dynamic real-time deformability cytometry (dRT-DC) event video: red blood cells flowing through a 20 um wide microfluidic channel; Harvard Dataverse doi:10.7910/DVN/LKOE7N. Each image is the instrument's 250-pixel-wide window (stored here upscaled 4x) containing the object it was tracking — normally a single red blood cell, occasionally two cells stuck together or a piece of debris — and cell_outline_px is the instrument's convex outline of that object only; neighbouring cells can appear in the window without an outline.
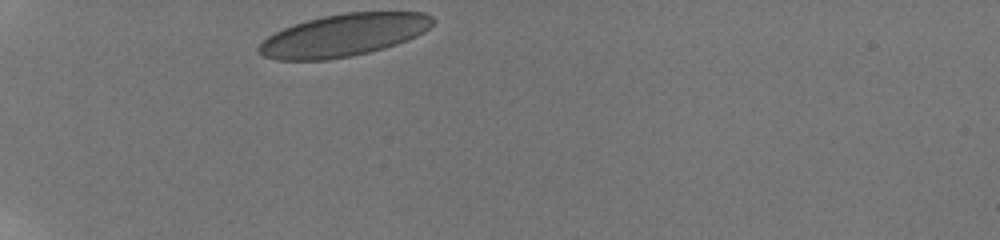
{"species": "human", "species_latin": "Homo sapiens", "temperature_condition": "room temperature", "stored_images_in_passage": 32, "camera_frame_rate_fps": 3000, "um_per_image_px": 0.085, "donor": {"sex": "male"}, "frame": {"image": 1, "passage_image": 1, "time_ms": 0.0, "image_size_px": [1000, 240], "cell_outline_px": [[436, 20], [424, 32], [416, 36], [396, 44], [384, 48], [352, 56], [328, 60], [276, 60], [264, 56], [256, 52], [256, 48], [268, 36], [284, 28], [308, 20], [324, 16], [344, 12], [424, 12], [432, 16]], "centroid_in_image_um": [29.21, 2.99], "position_along_channel_um": 55.8, "area_um2": 42.89}}
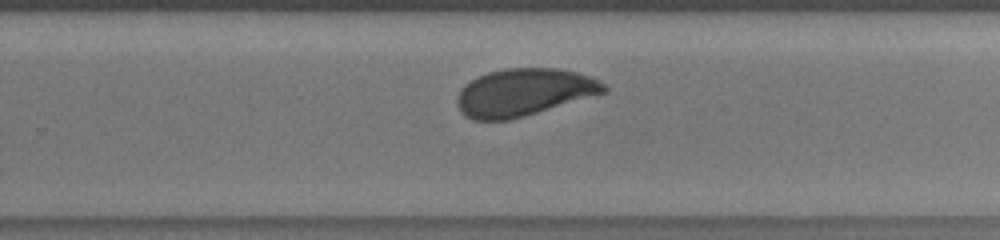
{"frame": {"image": 2, "passage_image": 22, "time_ms": 7.0, "image_size_px": [1000, 240], "cell_outline_px": [[608, 88], [604, 92], [524, 116], [508, 120], [472, 120], [464, 116], [460, 112], [456, 104], [456, 100], [460, 92], [472, 80], [488, 72], [504, 68], [556, 68], [576, 72], [592, 76], [604, 84]], "centroid_in_image_um": [44.5, 7.85], "position_along_channel_um": 285.3, "area_um2": 40.06}}
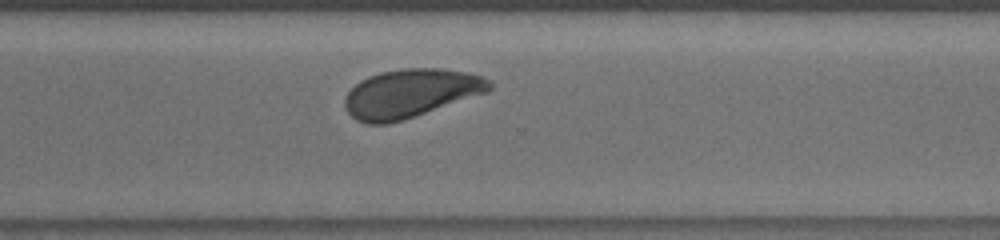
{"frame": {"image": 3, "passage_image": 26, "time_ms": 8.333, "image_size_px": [1000, 240], "cell_outline_px": [[492, 88], [488, 92], [404, 120], [388, 124], [368, 124], [356, 120], [348, 112], [344, 104], [344, 100], [348, 92], [360, 80], [368, 76], [380, 72], [404, 68], [440, 68], [468, 72], [492, 80]], "centroid_in_image_um": [34.91, 7.93], "position_along_channel_um": 335.7, "area_um2": 41.04}, "authors_computed_cell_mechanics": {"area_um2": 41.3848, "velocity_mm_per_s": 3.7685, "shape_relaxation_time_tau1_ms": 3.7216, "shape_relaxation_time_tau2_ms": null, "deformation_change_tau1": 0.1135, "deformation_change_tau2": null}}